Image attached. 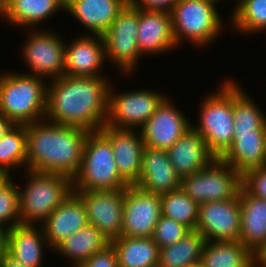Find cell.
<instances>
[{"mask_svg":"<svg viewBox=\"0 0 266 267\" xmlns=\"http://www.w3.org/2000/svg\"><path fill=\"white\" fill-rule=\"evenodd\" d=\"M2 0H0V18L2 17Z\"/></svg>","mask_w":266,"mask_h":267,"instance_id":"obj_46","label":"cell"},{"mask_svg":"<svg viewBox=\"0 0 266 267\" xmlns=\"http://www.w3.org/2000/svg\"><path fill=\"white\" fill-rule=\"evenodd\" d=\"M27 132L26 125H14L0 139V169L10 177L15 170H26ZM14 169V170H13ZM12 171V172H11Z\"/></svg>","mask_w":266,"mask_h":267,"instance_id":"obj_33","label":"cell"},{"mask_svg":"<svg viewBox=\"0 0 266 267\" xmlns=\"http://www.w3.org/2000/svg\"><path fill=\"white\" fill-rule=\"evenodd\" d=\"M80 267H119L116 250L110 244L103 251L94 253Z\"/></svg>","mask_w":266,"mask_h":267,"instance_id":"obj_38","label":"cell"},{"mask_svg":"<svg viewBox=\"0 0 266 267\" xmlns=\"http://www.w3.org/2000/svg\"><path fill=\"white\" fill-rule=\"evenodd\" d=\"M129 0H66L65 13L89 35H103ZM71 15V16H70Z\"/></svg>","mask_w":266,"mask_h":267,"instance_id":"obj_21","label":"cell"},{"mask_svg":"<svg viewBox=\"0 0 266 267\" xmlns=\"http://www.w3.org/2000/svg\"><path fill=\"white\" fill-rule=\"evenodd\" d=\"M26 170L60 174L71 180L81 166L88 131L43 119L26 125Z\"/></svg>","mask_w":266,"mask_h":267,"instance_id":"obj_2","label":"cell"},{"mask_svg":"<svg viewBox=\"0 0 266 267\" xmlns=\"http://www.w3.org/2000/svg\"><path fill=\"white\" fill-rule=\"evenodd\" d=\"M12 176L0 186V224L9 229L21 224L19 188Z\"/></svg>","mask_w":266,"mask_h":267,"instance_id":"obj_35","label":"cell"},{"mask_svg":"<svg viewBox=\"0 0 266 267\" xmlns=\"http://www.w3.org/2000/svg\"><path fill=\"white\" fill-rule=\"evenodd\" d=\"M107 60L102 35L81 33L65 42L64 75L78 77H108L103 69ZM104 73V74H103Z\"/></svg>","mask_w":266,"mask_h":267,"instance_id":"obj_16","label":"cell"},{"mask_svg":"<svg viewBox=\"0 0 266 267\" xmlns=\"http://www.w3.org/2000/svg\"><path fill=\"white\" fill-rule=\"evenodd\" d=\"M166 151L173 168L181 179L197 173L216 158L209 151L205 140L193 127H190Z\"/></svg>","mask_w":266,"mask_h":267,"instance_id":"obj_23","label":"cell"},{"mask_svg":"<svg viewBox=\"0 0 266 267\" xmlns=\"http://www.w3.org/2000/svg\"><path fill=\"white\" fill-rule=\"evenodd\" d=\"M0 267H27L22 263L18 262L8 253L0 260Z\"/></svg>","mask_w":266,"mask_h":267,"instance_id":"obj_42","label":"cell"},{"mask_svg":"<svg viewBox=\"0 0 266 267\" xmlns=\"http://www.w3.org/2000/svg\"><path fill=\"white\" fill-rule=\"evenodd\" d=\"M87 224L86 207L82 199L72 191L41 224L50 252Z\"/></svg>","mask_w":266,"mask_h":267,"instance_id":"obj_19","label":"cell"},{"mask_svg":"<svg viewBox=\"0 0 266 267\" xmlns=\"http://www.w3.org/2000/svg\"><path fill=\"white\" fill-rule=\"evenodd\" d=\"M115 88L111 81L106 125L117 129L140 130L168 96L146 87L123 92Z\"/></svg>","mask_w":266,"mask_h":267,"instance_id":"obj_10","label":"cell"},{"mask_svg":"<svg viewBox=\"0 0 266 267\" xmlns=\"http://www.w3.org/2000/svg\"><path fill=\"white\" fill-rule=\"evenodd\" d=\"M233 144L221 159L243 175L266 166V132L233 133Z\"/></svg>","mask_w":266,"mask_h":267,"instance_id":"obj_25","label":"cell"},{"mask_svg":"<svg viewBox=\"0 0 266 267\" xmlns=\"http://www.w3.org/2000/svg\"><path fill=\"white\" fill-rule=\"evenodd\" d=\"M188 232H190V230L185 225L161 215L154 228L152 238L160 249L175 244Z\"/></svg>","mask_w":266,"mask_h":267,"instance_id":"obj_36","label":"cell"},{"mask_svg":"<svg viewBox=\"0 0 266 267\" xmlns=\"http://www.w3.org/2000/svg\"><path fill=\"white\" fill-rule=\"evenodd\" d=\"M26 39L20 48L29 73L47 81L64 75L65 42L61 34L44 29H25ZM28 31V32H27ZM28 33V34H27ZM22 52V53H21Z\"/></svg>","mask_w":266,"mask_h":267,"instance_id":"obj_11","label":"cell"},{"mask_svg":"<svg viewBox=\"0 0 266 267\" xmlns=\"http://www.w3.org/2000/svg\"><path fill=\"white\" fill-rule=\"evenodd\" d=\"M110 241L93 225L87 224L64 239L53 251L68 260L69 266L80 267L94 253L103 251Z\"/></svg>","mask_w":266,"mask_h":267,"instance_id":"obj_27","label":"cell"},{"mask_svg":"<svg viewBox=\"0 0 266 267\" xmlns=\"http://www.w3.org/2000/svg\"><path fill=\"white\" fill-rule=\"evenodd\" d=\"M233 133L266 132V112L233 79Z\"/></svg>","mask_w":266,"mask_h":267,"instance_id":"obj_30","label":"cell"},{"mask_svg":"<svg viewBox=\"0 0 266 267\" xmlns=\"http://www.w3.org/2000/svg\"><path fill=\"white\" fill-rule=\"evenodd\" d=\"M47 248L41 225L19 224L9 230L8 254L27 267H43Z\"/></svg>","mask_w":266,"mask_h":267,"instance_id":"obj_24","label":"cell"},{"mask_svg":"<svg viewBox=\"0 0 266 267\" xmlns=\"http://www.w3.org/2000/svg\"><path fill=\"white\" fill-rule=\"evenodd\" d=\"M9 178L10 176L5 171L0 169V186L4 184V182L7 181Z\"/></svg>","mask_w":266,"mask_h":267,"instance_id":"obj_44","label":"cell"},{"mask_svg":"<svg viewBox=\"0 0 266 267\" xmlns=\"http://www.w3.org/2000/svg\"><path fill=\"white\" fill-rule=\"evenodd\" d=\"M110 77L63 75L48 81L45 119L88 132L106 124Z\"/></svg>","mask_w":266,"mask_h":267,"instance_id":"obj_1","label":"cell"},{"mask_svg":"<svg viewBox=\"0 0 266 267\" xmlns=\"http://www.w3.org/2000/svg\"><path fill=\"white\" fill-rule=\"evenodd\" d=\"M172 100L167 96L140 129L146 147L167 150L192 127L190 118Z\"/></svg>","mask_w":266,"mask_h":267,"instance_id":"obj_14","label":"cell"},{"mask_svg":"<svg viewBox=\"0 0 266 267\" xmlns=\"http://www.w3.org/2000/svg\"><path fill=\"white\" fill-rule=\"evenodd\" d=\"M137 29L138 8L128 2L102 35L106 60L112 63L115 70L117 68L116 71L121 73L122 78H127L130 74L132 77L143 58L138 48Z\"/></svg>","mask_w":266,"mask_h":267,"instance_id":"obj_8","label":"cell"},{"mask_svg":"<svg viewBox=\"0 0 266 267\" xmlns=\"http://www.w3.org/2000/svg\"><path fill=\"white\" fill-rule=\"evenodd\" d=\"M254 265L266 267V241L253 253Z\"/></svg>","mask_w":266,"mask_h":267,"instance_id":"obj_41","label":"cell"},{"mask_svg":"<svg viewBox=\"0 0 266 267\" xmlns=\"http://www.w3.org/2000/svg\"><path fill=\"white\" fill-rule=\"evenodd\" d=\"M239 203L241 206L239 241L254 253L266 241V200L249 194L241 187Z\"/></svg>","mask_w":266,"mask_h":267,"instance_id":"obj_26","label":"cell"},{"mask_svg":"<svg viewBox=\"0 0 266 267\" xmlns=\"http://www.w3.org/2000/svg\"><path fill=\"white\" fill-rule=\"evenodd\" d=\"M23 171L26 183L18 186L20 221L41 225L73 191L72 180L60 174Z\"/></svg>","mask_w":266,"mask_h":267,"instance_id":"obj_7","label":"cell"},{"mask_svg":"<svg viewBox=\"0 0 266 267\" xmlns=\"http://www.w3.org/2000/svg\"><path fill=\"white\" fill-rule=\"evenodd\" d=\"M100 131L110 140L121 177L129 184L138 182L145 143L140 130L117 129L106 124Z\"/></svg>","mask_w":266,"mask_h":267,"instance_id":"obj_18","label":"cell"},{"mask_svg":"<svg viewBox=\"0 0 266 267\" xmlns=\"http://www.w3.org/2000/svg\"><path fill=\"white\" fill-rule=\"evenodd\" d=\"M239 195L223 201L199 205L195 231L206 241H239L241 232Z\"/></svg>","mask_w":266,"mask_h":267,"instance_id":"obj_12","label":"cell"},{"mask_svg":"<svg viewBox=\"0 0 266 267\" xmlns=\"http://www.w3.org/2000/svg\"><path fill=\"white\" fill-rule=\"evenodd\" d=\"M15 124L0 113V139L14 126Z\"/></svg>","mask_w":266,"mask_h":267,"instance_id":"obj_43","label":"cell"},{"mask_svg":"<svg viewBox=\"0 0 266 267\" xmlns=\"http://www.w3.org/2000/svg\"><path fill=\"white\" fill-rule=\"evenodd\" d=\"M218 7L208 0H179L170 11L177 48L185 41L201 50L213 45L230 26L228 20L226 25L225 19L221 18L223 15Z\"/></svg>","mask_w":266,"mask_h":267,"instance_id":"obj_5","label":"cell"},{"mask_svg":"<svg viewBox=\"0 0 266 267\" xmlns=\"http://www.w3.org/2000/svg\"><path fill=\"white\" fill-rule=\"evenodd\" d=\"M181 178L173 168L167 151L144 147L138 186L146 192L162 195L180 188Z\"/></svg>","mask_w":266,"mask_h":267,"instance_id":"obj_20","label":"cell"},{"mask_svg":"<svg viewBox=\"0 0 266 267\" xmlns=\"http://www.w3.org/2000/svg\"><path fill=\"white\" fill-rule=\"evenodd\" d=\"M47 82L28 74V70L27 73L3 71L0 73V113L15 125H28L45 119Z\"/></svg>","mask_w":266,"mask_h":267,"instance_id":"obj_3","label":"cell"},{"mask_svg":"<svg viewBox=\"0 0 266 267\" xmlns=\"http://www.w3.org/2000/svg\"><path fill=\"white\" fill-rule=\"evenodd\" d=\"M227 79L224 78L215 91L206 93L199 104L197 123L192 122L216 158L227 152L234 139L233 79Z\"/></svg>","mask_w":266,"mask_h":267,"instance_id":"obj_4","label":"cell"},{"mask_svg":"<svg viewBox=\"0 0 266 267\" xmlns=\"http://www.w3.org/2000/svg\"><path fill=\"white\" fill-rule=\"evenodd\" d=\"M138 48L142 56L169 54L177 50L171 13L164 10L138 8Z\"/></svg>","mask_w":266,"mask_h":267,"instance_id":"obj_17","label":"cell"},{"mask_svg":"<svg viewBox=\"0 0 266 267\" xmlns=\"http://www.w3.org/2000/svg\"><path fill=\"white\" fill-rule=\"evenodd\" d=\"M242 187L249 194L266 200V166L246 171L242 175Z\"/></svg>","mask_w":266,"mask_h":267,"instance_id":"obj_37","label":"cell"},{"mask_svg":"<svg viewBox=\"0 0 266 267\" xmlns=\"http://www.w3.org/2000/svg\"><path fill=\"white\" fill-rule=\"evenodd\" d=\"M228 18L229 30L246 36L266 35V0H237Z\"/></svg>","mask_w":266,"mask_h":267,"instance_id":"obj_32","label":"cell"},{"mask_svg":"<svg viewBox=\"0 0 266 267\" xmlns=\"http://www.w3.org/2000/svg\"><path fill=\"white\" fill-rule=\"evenodd\" d=\"M75 193L86 207L89 224L95 226L110 242L121 237L124 189Z\"/></svg>","mask_w":266,"mask_h":267,"instance_id":"obj_15","label":"cell"},{"mask_svg":"<svg viewBox=\"0 0 266 267\" xmlns=\"http://www.w3.org/2000/svg\"><path fill=\"white\" fill-rule=\"evenodd\" d=\"M242 187V175L221 158H215L197 173L181 179L180 188L198 205L235 198Z\"/></svg>","mask_w":266,"mask_h":267,"instance_id":"obj_9","label":"cell"},{"mask_svg":"<svg viewBox=\"0 0 266 267\" xmlns=\"http://www.w3.org/2000/svg\"><path fill=\"white\" fill-rule=\"evenodd\" d=\"M162 215L195 230L199 205L186 195L181 188L160 195Z\"/></svg>","mask_w":266,"mask_h":267,"instance_id":"obj_34","label":"cell"},{"mask_svg":"<svg viewBox=\"0 0 266 267\" xmlns=\"http://www.w3.org/2000/svg\"><path fill=\"white\" fill-rule=\"evenodd\" d=\"M65 4L66 0H4L2 18L13 28L43 29V22L65 12Z\"/></svg>","mask_w":266,"mask_h":267,"instance_id":"obj_22","label":"cell"},{"mask_svg":"<svg viewBox=\"0 0 266 267\" xmlns=\"http://www.w3.org/2000/svg\"><path fill=\"white\" fill-rule=\"evenodd\" d=\"M200 263L203 267H252L254 257L241 241H206Z\"/></svg>","mask_w":266,"mask_h":267,"instance_id":"obj_29","label":"cell"},{"mask_svg":"<svg viewBox=\"0 0 266 267\" xmlns=\"http://www.w3.org/2000/svg\"><path fill=\"white\" fill-rule=\"evenodd\" d=\"M9 228L0 224V260L8 253Z\"/></svg>","mask_w":266,"mask_h":267,"instance_id":"obj_40","label":"cell"},{"mask_svg":"<svg viewBox=\"0 0 266 267\" xmlns=\"http://www.w3.org/2000/svg\"><path fill=\"white\" fill-rule=\"evenodd\" d=\"M110 244L116 250L119 267H158L160 249L152 237L121 236Z\"/></svg>","mask_w":266,"mask_h":267,"instance_id":"obj_28","label":"cell"},{"mask_svg":"<svg viewBox=\"0 0 266 267\" xmlns=\"http://www.w3.org/2000/svg\"><path fill=\"white\" fill-rule=\"evenodd\" d=\"M205 242L198 231L188 232L175 244L160 248L158 267H188L200 263Z\"/></svg>","mask_w":266,"mask_h":267,"instance_id":"obj_31","label":"cell"},{"mask_svg":"<svg viewBox=\"0 0 266 267\" xmlns=\"http://www.w3.org/2000/svg\"><path fill=\"white\" fill-rule=\"evenodd\" d=\"M188 267H203V266L201 265V263H198V264H195V265H192V266H188Z\"/></svg>","mask_w":266,"mask_h":267,"instance_id":"obj_47","label":"cell"},{"mask_svg":"<svg viewBox=\"0 0 266 267\" xmlns=\"http://www.w3.org/2000/svg\"><path fill=\"white\" fill-rule=\"evenodd\" d=\"M161 215L160 195L146 192L135 185L124 189L121 236L152 237Z\"/></svg>","mask_w":266,"mask_h":267,"instance_id":"obj_13","label":"cell"},{"mask_svg":"<svg viewBox=\"0 0 266 267\" xmlns=\"http://www.w3.org/2000/svg\"><path fill=\"white\" fill-rule=\"evenodd\" d=\"M208 1L215 3L216 5H219V3H221L224 0H208ZM225 2H226V0H225ZM236 2H237V0H235V5H236Z\"/></svg>","mask_w":266,"mask_h":267,"instance_id":"obj_45","label":"cell"},{"mask_svg":"<svg viewBox=\"0 0 266 267\" xmlns=\"http://www.w3.org/2000/svg\"><path fill=\"white\" fill-rule=\"evenodd\" d=\"M128 186L118 171L110 140L101 131L89 132L81 166L72 179L73 192L120 190Z\"/></svg>","mask_w":266,"mask_h":267,"instance_id":"obj_6","label":"cell"},{"mask_svg":"<svg viewBox=\"0 0 266 267\" xmlns=\"http://www.w3.org/2000/svg\"><path fill=\"white\" fill-rule=\"evenodd\" d=\"M179 0H129V3L139 9L164 10L170 12Z\"/></svg>","mask_w":266,"mask_h":267,"instance_id":"obj_39","label":"cell"}]
</instances>
